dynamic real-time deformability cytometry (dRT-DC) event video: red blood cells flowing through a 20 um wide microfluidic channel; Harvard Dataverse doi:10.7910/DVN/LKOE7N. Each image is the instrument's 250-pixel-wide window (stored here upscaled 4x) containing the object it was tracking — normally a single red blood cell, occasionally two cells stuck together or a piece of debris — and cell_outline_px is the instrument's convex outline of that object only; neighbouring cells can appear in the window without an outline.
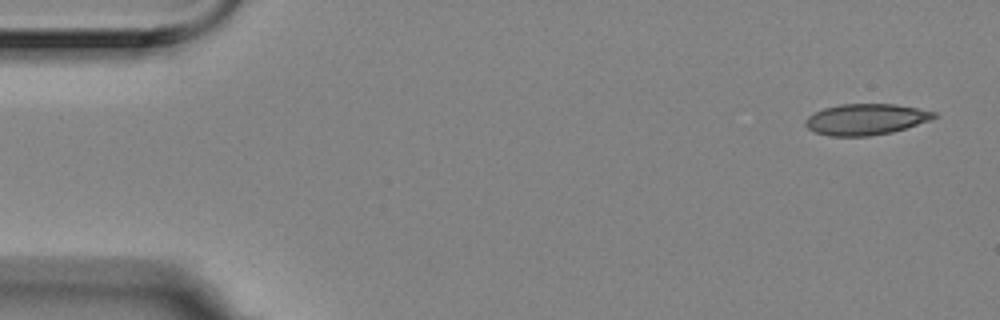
{"species": "Egyptian fruit bat (a non-hibernating species)", "species_latin": "Rousettus aegyptiacus", "temperature_condition": "room temperature", "stored_images_in_passage": 5, "camera_frame_rate_fps": 3000, "um_per_image_px": 0.085, "animal": {"sex": "female"}, "frame": {"image": 1, "passage_image": 1, "time_ms": 0.0, "image_size_px": [1000, 320], "cell_outline_px": [[940, 116], [932, 120], [892, 132], [868, 136], [828, 136], [816, 132], [808, 128], [804, 124], [804, 120], [808, 116], [824, 108], [840, 104], [896, 104], [936, 112]], "centroid_in_image_um": [73.62, 10.14], "position_along_channel_um": 11.4, "area_um2": 23.35}}
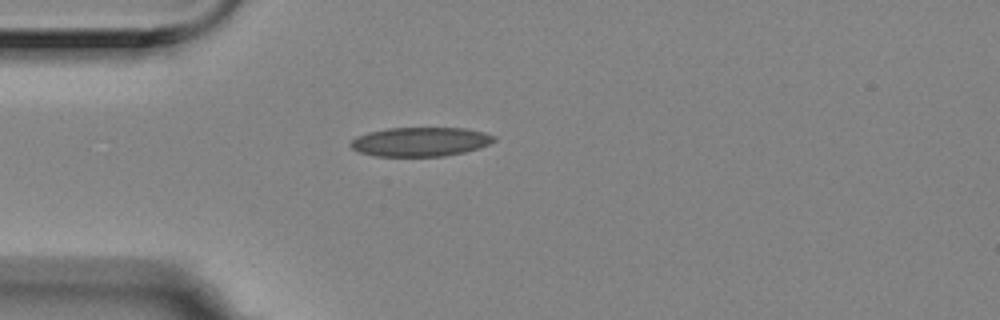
{"frame": {"image": 2, "passage_image": 4, "time_ms": 1.0, "image_size_px": [1000, 320], "cell_outline_px": [[496, 140], [480, 148], [464, 152], [444, 156], [372, 156], [360, 152], [352, 148], [348, 144], [356, 136], [368, 132], [388, 128], [464, 128], [484, 132], [496, 136]], "centroid_in_image_um": [35.72, 12.05], "position_along_channel_um": 49.3, "area_um2": 24.45}}